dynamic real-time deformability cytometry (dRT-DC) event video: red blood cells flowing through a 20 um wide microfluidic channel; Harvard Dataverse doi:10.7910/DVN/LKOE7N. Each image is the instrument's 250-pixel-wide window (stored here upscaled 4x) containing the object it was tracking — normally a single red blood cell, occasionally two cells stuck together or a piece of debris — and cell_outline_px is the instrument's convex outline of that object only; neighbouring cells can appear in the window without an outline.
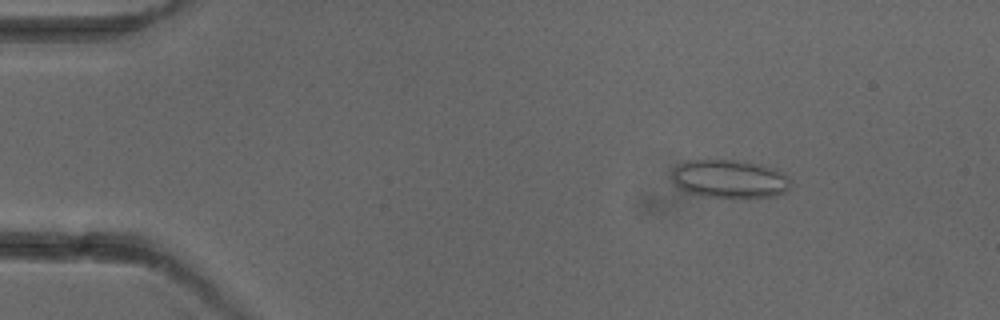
{"species": "common noctule bat (a hibernating species)", "species_latin": "Nyctalus noctula", "temperature_condition": "cold", "stored_images_in_passage": 4, "camera_frame_rate_fps": 3000, "um_per_image_px": 0.085, "animal": {"sex": "female"}, "frame": {"image": 1, "passage_image": 2, "time_ms": 2.0, "image_size_px": [1000, 320], "cell_outline_px": [[788, 188], [784, 192], [776, 196], [704, 196], [688, 192], [680, 188], [672, 180], [672, 172], [680, 164], [688, 160], [736, 160], [760, 164], [776, 168], [784, 172], [788, 180]], "centroid_in_image_um": [62.01, 15.18], "position_along_channel_um": 23.0, "area_um2": 25.95}}